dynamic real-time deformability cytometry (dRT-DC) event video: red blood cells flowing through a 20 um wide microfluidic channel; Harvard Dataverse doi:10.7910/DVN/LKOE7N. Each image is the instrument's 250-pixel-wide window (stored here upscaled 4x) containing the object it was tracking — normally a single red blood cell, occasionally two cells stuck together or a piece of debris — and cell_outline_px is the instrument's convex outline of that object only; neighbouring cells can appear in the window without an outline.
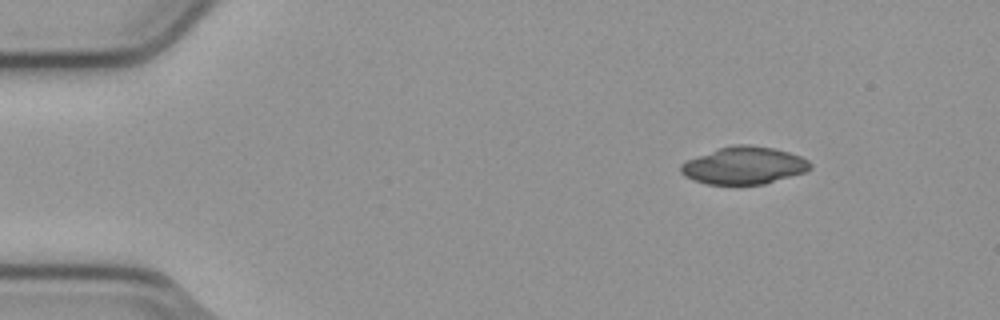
{"species": "common noctule bat (a hibernating species)", "species_latin": "Nyctalus noctula", "temperature_condition": "cold", "stored_images_in_passage": 48, "camera_frame_rate_fps": 3000, "um_per_image_px": 0.085, "animal": {"sex": "male", "body_mass_g": 23.1, "forearm_length_mm": 52.7}, "frame": {"image": 1, "passage_image": 1, "time_ms": 0.0, "image_size_px": [1000, 320], "cell_outline_px": [[812, 168], [804, 172], [764, 184], [704, 184], [684, 176], [680, 172], [680, 164], [688, 160], [720, 148], [732, 144], [748, 144], [776, 148], [800, 156], [808, 160], [812, 164]], "centroid_in_image_um": [63.25, 14.06], "position_along_channel_um": 21.8, "area_um2": 28.09}}